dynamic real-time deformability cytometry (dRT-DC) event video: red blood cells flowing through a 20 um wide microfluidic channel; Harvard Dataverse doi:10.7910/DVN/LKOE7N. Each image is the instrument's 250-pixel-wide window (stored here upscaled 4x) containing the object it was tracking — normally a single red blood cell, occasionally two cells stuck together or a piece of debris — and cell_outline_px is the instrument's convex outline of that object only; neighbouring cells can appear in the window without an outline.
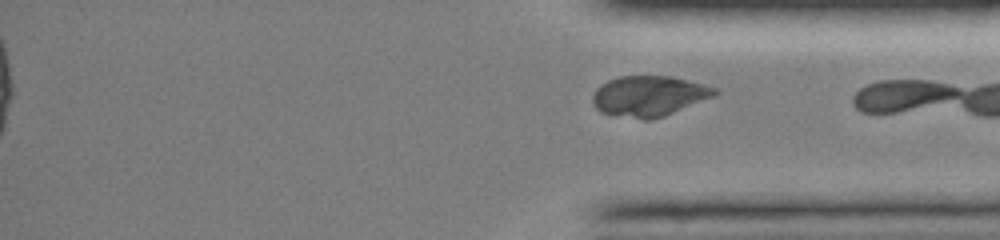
{"species": "common noctule bat (a hibernating species)", "species_latin": "Nyctalus noctula", "temperature_condition": "room temperature", "stored_images_in_passage": 55, "segment_of_instrument_passage": [2, 2], "camera_frame_rate_fps": 3000, "um_per_image_px": 0.085, "animal": {"sex": "female", "body_mass_g": 19.0, "forearm_length_mm": 51.5}, "frame": {"image": 1, "passage_image": 55, "time_ms": 15.667, "image_size_px": [1000, 240], "cell_outline_px": [[720, 92], [716, 96], [664, 116], [648, 120], [644, 120], [600, 112], [596, 108], [592, 100], [592, 96], [596, 88], [600, 84], [608, 80], [620, 76], [672, 76], [704, 84], [716, 88]], "centroid_in_image_um": [55.18, 8.15], "position_along_channel_um": 380.0, "area_um2": 28.96}}